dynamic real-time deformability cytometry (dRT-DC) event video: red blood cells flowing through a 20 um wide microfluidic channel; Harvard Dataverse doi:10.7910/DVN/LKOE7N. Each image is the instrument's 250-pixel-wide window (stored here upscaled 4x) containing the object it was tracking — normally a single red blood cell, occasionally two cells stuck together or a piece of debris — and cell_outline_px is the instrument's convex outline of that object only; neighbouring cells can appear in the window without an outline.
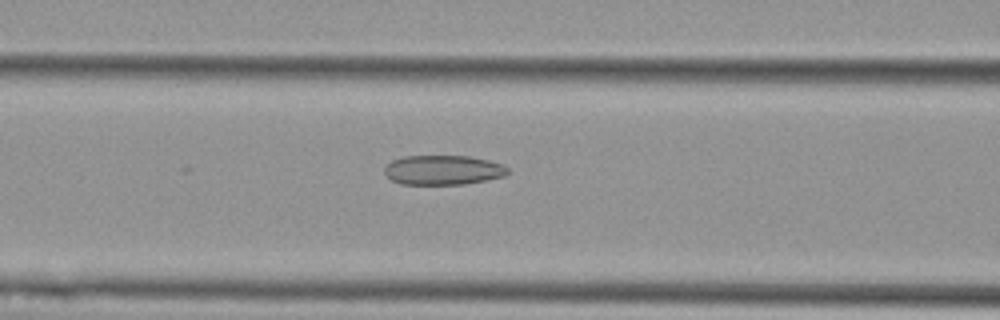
{"species": "Egyptian fruit bat (a non-hibernating species)", "species_latin": "Rousettus aegyptiacus", "temperature_condition": "cold", "stored_images_in_passage": 15, "camera_frame_rate_fps": 3000, "um_per_image_px": 0.085, "animal": {"sex": "female"}, "frame": {"image": 1, "passage_image": 10, "time_ms": 3.0, "image_size_px": [1000, 320], "cell_outline_px": [[508, 172], [504, 176], [488, 180], [464, 184], [400, 184], [392, 180], [384, 172], [384, 168], [392, 160], [404, 156], [468, 156], [488, 160], [504, 164], [508, 168]], "centroid_in_image_um": [37.68, 14.45], "position_along_channel_um": 128.9, "area_um2": 21.27}}
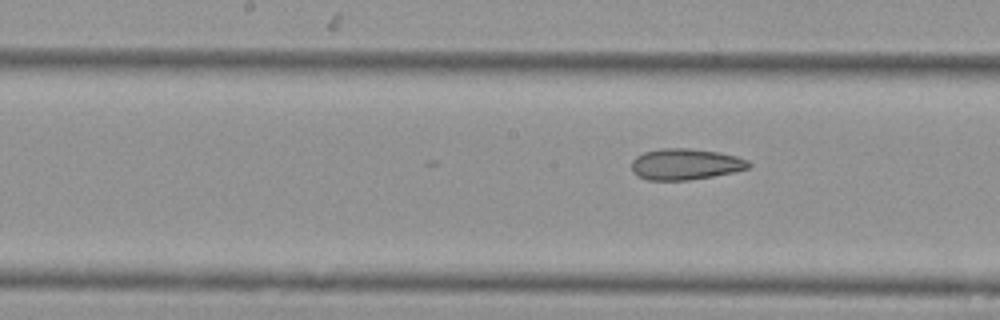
{"frame": {"image": 2, "passage_image": 15, "time_ms": 4.667, "image_size_px": [1000, 320], "cell_outline_px": [[752, 164], [748, 168], [732, 172], [712, 176], [688, 180], [648, 180], [636, 176], [632, 172], [632, 160], [636, 156], [644, 152], [660, 148], [692, 148], [720, 152], [736, 156], [748, 160]], "centroid_in_image_um": [58.24, 13.95], "position_along_channel_um": 190.0, "area_um2": 21.39}}